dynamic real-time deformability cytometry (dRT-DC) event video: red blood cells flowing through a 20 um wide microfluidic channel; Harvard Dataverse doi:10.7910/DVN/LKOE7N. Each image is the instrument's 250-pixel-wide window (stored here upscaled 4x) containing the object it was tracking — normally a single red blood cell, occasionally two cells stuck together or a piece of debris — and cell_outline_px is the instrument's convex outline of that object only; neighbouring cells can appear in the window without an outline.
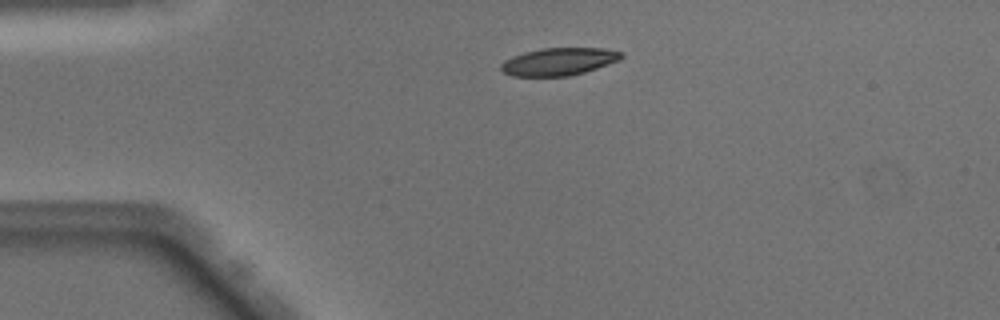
{"species": "Egyptian fruit bat (a non-hibernating species)", "species_latin": "Rousettus aegyptiacus", "temperature_condition": "warm", "stored_images_in_passage": 41, "camera_frame_rate_fps": 3000, "um_per_image_px": 0.085, "animal": {"sex": "male"}, "frame": {"image": 1, "passage_image": 3, "time_ms": 0.667, "image_size_px": [1000, 320], "cell_outline_px": [[624, 56], [620, 60], [584, 72], [568, 76], [512, 76], [504, 72], [500, 68], [500, 64], [504, 60], [512, 56], [524, 52], [544, 48], [604, 48], [624, 52]], "centroid_in_image_um": [47.51, 5.23], "position_along_channel_um": 37.5, "area_um2": 19.36}}
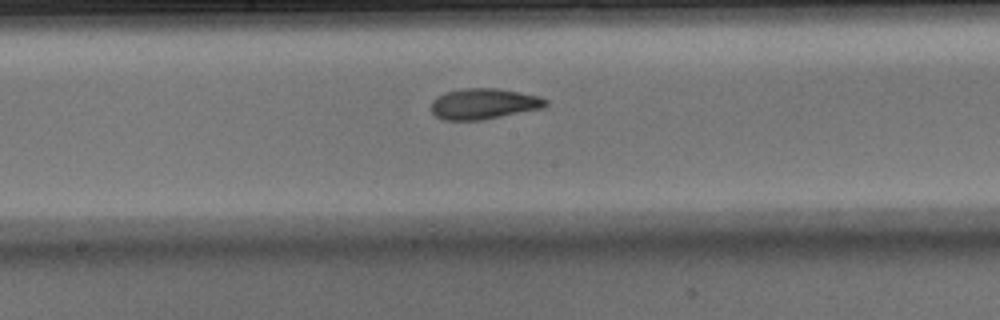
{"frame": {"image": 2, "passage_image": 18, "time_ms": 5.667, "image_size_px": [1000, 320], "cell_outline_px": [[548, 104], [544, 108], [480, 120], [444, 120], [436, 116], [432, 112], [432, 100], [436, 96], [444, 92], [464, 88], [496, 88], [520, 92], [540, 96], [548, 100]], "centroid_in_image_um": [41.13, 8.81], "position_along_channel_um": 207.1, "area_um2": 20.63}}
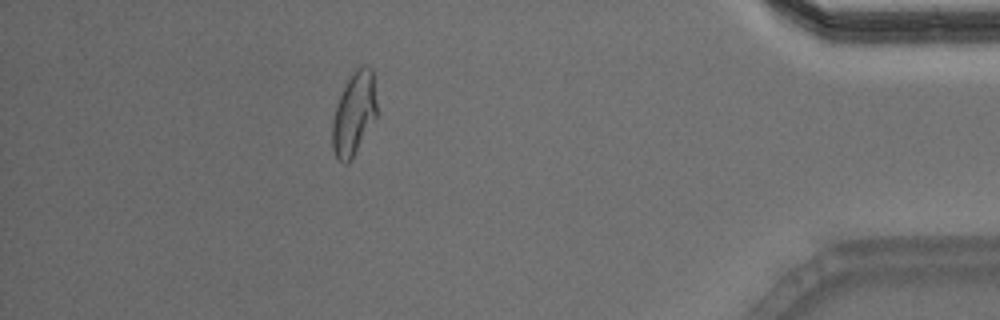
{"frame": {"image": 3, "passage_image": 36, "time_ms": 11.667, "image_size_px": [1000, 320], "cell_outline_px": [[376, 116], [348, 164], [344, 164], [336, 156], [332, 148], [332, 120], [340, 96], [352, 72], [356, 68], [364, 64], [372, 68], [376, 104]], "centroid_in_image_um": [30.08, 9.64], "position_along_channel_um": 405.1, "area_um2": 21.04}, "authors_computed_cell_mechanics": {"area_um2": 20.6924, "velocity_mm_per_s": 4.0548, "shape_relaxation_time_tau1_ms": 4.2228, "shape_relaxation_time_tau2_ms": 1.4626, "deformation_change_tau1": 0.174, "deformation_change_tau2": 0.0789}}